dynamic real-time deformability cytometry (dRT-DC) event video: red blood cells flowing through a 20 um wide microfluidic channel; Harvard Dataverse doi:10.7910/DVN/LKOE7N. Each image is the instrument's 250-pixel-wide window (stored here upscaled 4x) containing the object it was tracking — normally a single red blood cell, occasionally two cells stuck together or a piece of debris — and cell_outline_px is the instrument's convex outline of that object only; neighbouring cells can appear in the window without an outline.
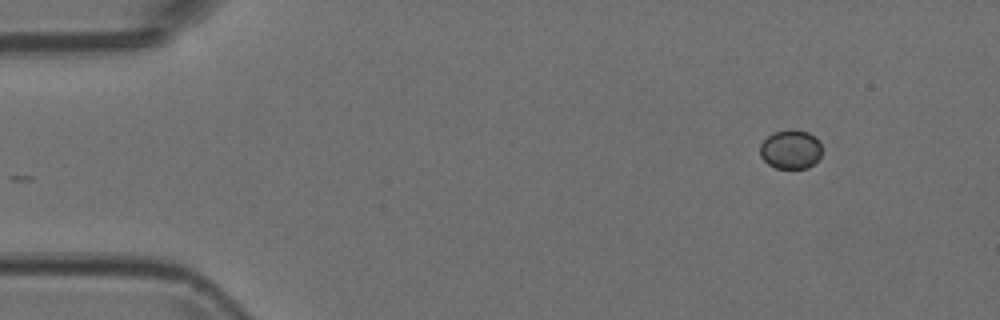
{"species": "Egyptian fruit bat (a non-hibernating species)", "species_latin": "Rousettus aegyptiacus", "temperature_condition": "room temperature", "stored_images_in_passage": 3, "camera_frame_rate_fps": 3000, "um_per_image_px": 0.085, "animal": {"sex": "female"}, "frame": {"image": 1, "passage_image": 1, "time_ms": 0.0, "image_size_px": [1000, 320], "cell_outline_px": [[820, 156], [808, 168], [776, 168], [768, 164], [760, 156], [760, 144], [772, 132], [808, 132], [816, 136], [820, 140]], "centroid_in_image_um": [67.19, 12.73], "position_along_channel_um": 17.8, "area_um2": 13.7}}
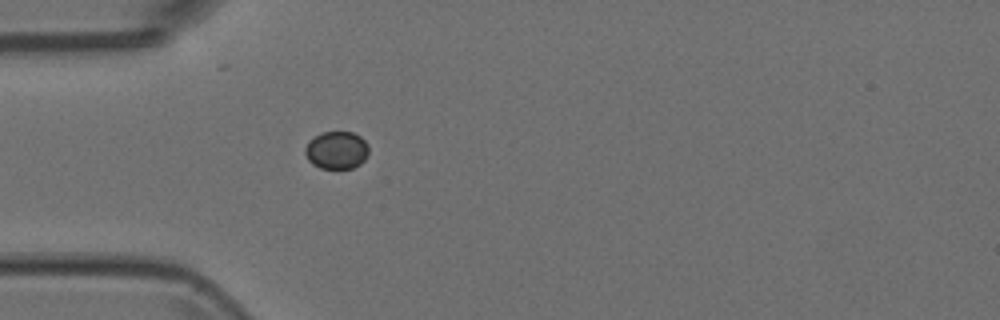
{"frame": {"image": 2, "passage_image": 3, "time_ms": 0.667, "image_size_px": [1000, 320], "cell_outline_px": [[368, 152], [364, 160], [360, 164], [352, 168], [320, 168], [312, 164], [308, 160], [304, 152], [304, 148], [308, 140], [324, 132], [352, 132], [360, 136], [368, 144]], "centroid_in_image_um": [28.59, 12.76], "position_along_channel_um": 56.4, "area_um2": 13.99}}